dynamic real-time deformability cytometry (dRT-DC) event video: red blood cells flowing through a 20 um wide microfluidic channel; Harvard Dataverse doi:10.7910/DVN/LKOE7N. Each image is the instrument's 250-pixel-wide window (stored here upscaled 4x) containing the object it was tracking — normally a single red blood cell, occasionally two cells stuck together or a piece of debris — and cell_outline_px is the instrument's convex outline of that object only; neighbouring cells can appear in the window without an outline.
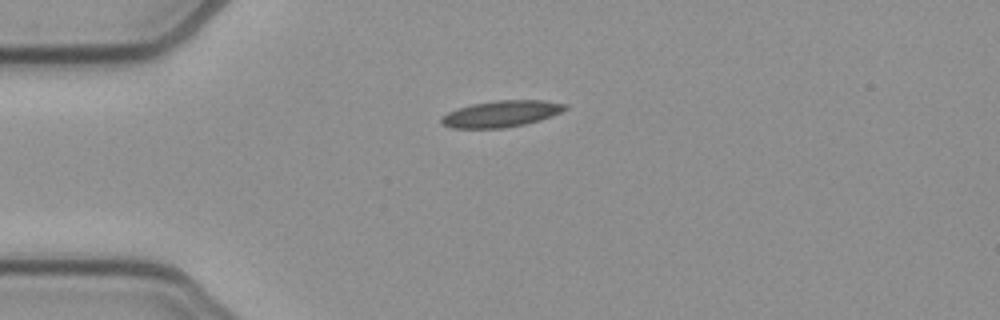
{"species": "common noctule bat (a hibernating species)", "species_latin": "Nyctalus noctula", "temperature_condition": "cold", "stored_images_in_passage": 41, "camera_frame_rate_fps": 3000, "um_per_image_px": 0.085, "animal": {"sex": "female", "body_mass_g": 21.9}, "frame": {"image": 1, "passage_image": 1, "time_ms": 0.0, "image_size_px": [1000, 320], "cell_outline_px": [[568, 108], [560, 112], [540, 120], [524, 124], [504, 128], [448, 128], [440, 124], [440, 116], [456, 108], [472, 104], [496, 100], [544, 100], [568, 104]], "centroid_in_image_um": [42.55, 9.67], "position_along_channel_um": 42.4, "area_um2": 19.25}}
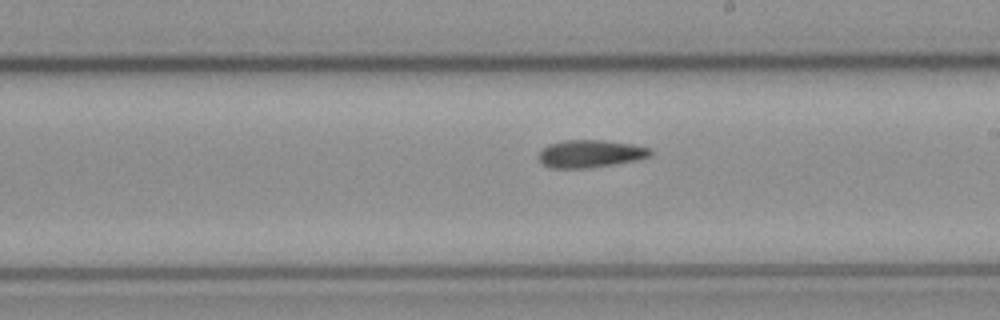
{"frame": {"image": 2, "passage_image": 18, "time_ms": 5.667, "image_size_px": [1000, 320], "cell_outline_px": [[652, 156], [636, 160], [616, 164], [588, 168], [548, 168], [540, 160], [540, 152], [548, 144], [568, 140], [600, 140], [632, 144], [648, 148], [652, 152]], "centroid_in_image_um": [50.2, 13.07], "position_along_channel_um": 238.8, "area_um2": 17.8}}
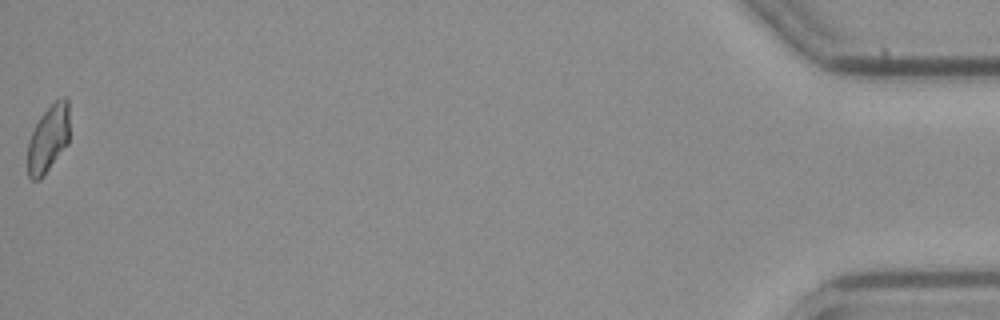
{"frame": {"image": 3, "passage_image": 41, "time_ms": 13.333, "image_size_px": [1000, 320], "cell_outline_px": [[68, 144], [40, 180], [32, 180], [28, 176], [28, 140], [40, 116], [60, 96], [68, 96]], "centroid_in_image_um": [4.11, 11.78], "position_along_channel_um": 431.1, "area_um2": 16.36}}